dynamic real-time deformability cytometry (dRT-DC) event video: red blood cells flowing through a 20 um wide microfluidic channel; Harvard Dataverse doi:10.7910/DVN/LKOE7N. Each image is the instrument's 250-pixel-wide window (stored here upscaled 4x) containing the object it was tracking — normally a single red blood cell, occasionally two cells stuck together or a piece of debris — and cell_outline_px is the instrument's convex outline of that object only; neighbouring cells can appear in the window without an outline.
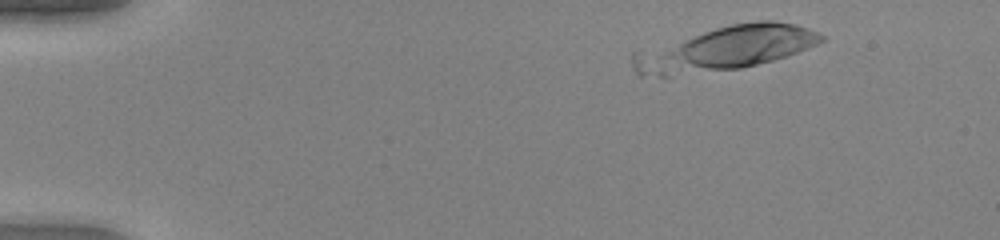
{"species": "human", "species_latin": "Homo sapiens", "temperature_condition": "warm", "stored_images_in_passage": 35, "camera_frame_rate_fps": 3000, "um_per_image_px": 0.085, "donor": {"sex": "female"}, "frame": {"image": 1, "passage_image": 4, "time_ms": 1.0, "image_size_px": [1000, 240], "cell_outline_px": [[824, 40], [808, 48], [772, 60], [740, 68], [672, 76], [660, 76], [660, 56], [664, 52], [684, 40], [704, 32], [716, 28], [732, 24], [756, 20], [772, 20], [796, 24], [808, 28], [824, 36]], "centroid_in_image_um": [62.63, 4.0], "position_along_channel_um": 22.4, "area_um2": 40.98}}